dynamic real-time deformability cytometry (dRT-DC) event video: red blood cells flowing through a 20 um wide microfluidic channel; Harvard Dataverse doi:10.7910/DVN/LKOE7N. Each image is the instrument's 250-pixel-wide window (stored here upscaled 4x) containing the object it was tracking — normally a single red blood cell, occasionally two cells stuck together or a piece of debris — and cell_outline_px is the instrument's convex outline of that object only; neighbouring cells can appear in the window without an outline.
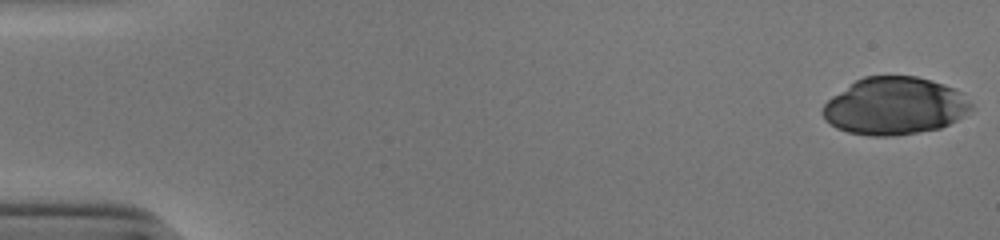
{"species": "human", "species_latin": "Homo sapiens", "temperature_condition": "cold", "stored_images_in_passage": 52, "camera_frame_rate_fps": 3000, "um_per_image_px": 0.085, "donor": {"sex": "male"}, "frame": {"image": 1, "passage_image": 1, "time_ms": 0.0, "image_size_px": [1000, 240], "cell_outline_px": [[972, 108], [956, 120], [940, 128], [892, 136], [872, 136], [848, 132], [836, 128], [820, 112], [824, 104], [832, 96], [856, 80], [864, 76], [916, 76], [932, 80], [956, 88], [964, 92], [972, 104]], "centroid_in_image_um": [76.06, 9.0], "position_along_channel_um": 8.9, "area_um2": 49.65}}